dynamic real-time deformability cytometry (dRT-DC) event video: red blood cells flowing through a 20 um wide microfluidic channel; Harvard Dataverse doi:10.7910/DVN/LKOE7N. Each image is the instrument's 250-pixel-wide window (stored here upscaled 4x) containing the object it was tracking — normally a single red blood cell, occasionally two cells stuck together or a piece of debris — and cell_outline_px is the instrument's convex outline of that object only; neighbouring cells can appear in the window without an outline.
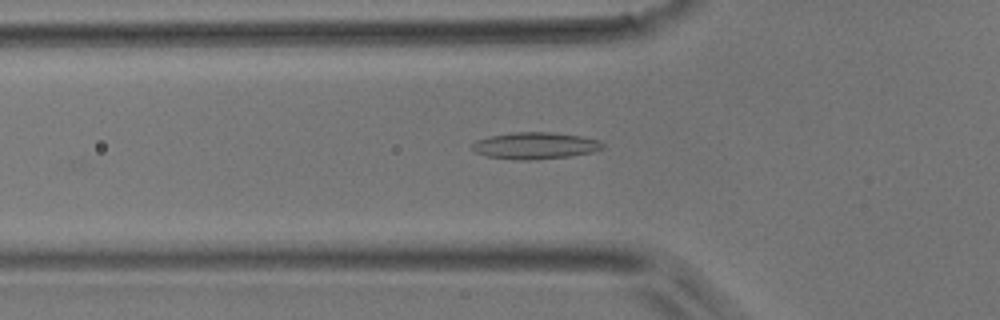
{"species": "common noctule bat (a hibernating species)", "species_latin": "Nyctalus noctula", "temperature_condition": "room temperature", "stored_images_in_passage": 34, "camera_frame_rate_fps": 3000, "um_per_image_px": 0.085, "animal": {"sex": "male", "body_mass_g": 17.9}, "frame": {"image": 1, "passage_image": 2, "time_ms": 0.333, "image_size_px": [1000, 320], "cell_outline_px": [[604, 148], [592, 152], [572, 156], [532, 160], [520, 160], [488, 156], [476, 152], [472, 148], [472, 144], [476, 140], [488, 136], [512, 132], [552, 132], [580, 136], [600, 140], [604, 144]], "centroid_in_image_um": [45.51, 12.37], "position_along_channel_um": 80.3, "area_um2": 20.4}}
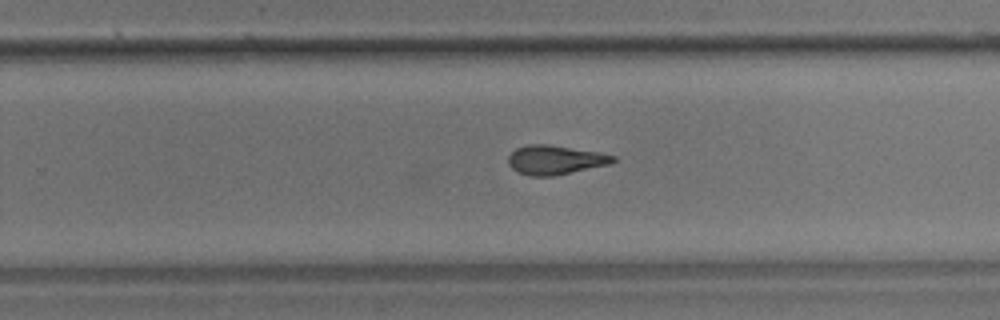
{"frame": {"image": 2, "passage_image": 17, "time_ms": 5.333, "image_size_px": [1000, 320], "cell_outline_px": [[616, 160], [612, 164], [552, 176], [528, 176], [516, 172], [508, 164], [508, 156], [516, 148], [528, 144], [548, 144], [600, 152], [616, 156]], "centroid_in_image_um": [47.19, 13.59], "position_along_channel_um": 282.6, "area_um2": 18.03}}
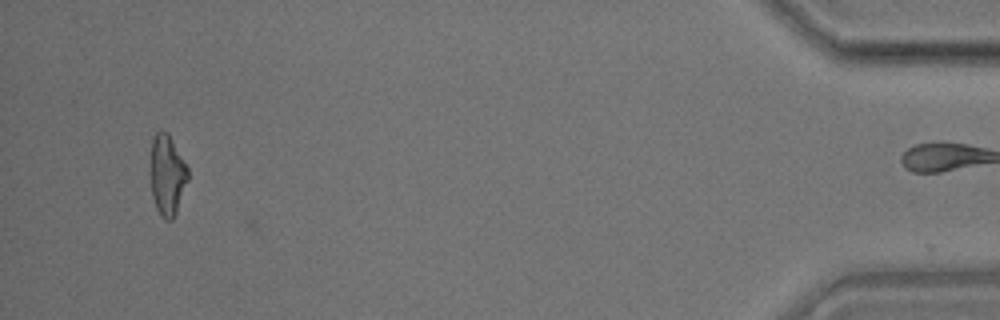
{"frame": {"image": 3, "passage_image": 33, "time_ms": 10.667, "image_size_px": [1000, 320], "cell_outline_px": [[188, 180], [176, 212], [172, 220], [164, 220], [160, 216], [156, 208], [152, 196], [152, 140], [156, 132], [168, 132], [188, 168]], "centroid_in_image_um": [14.23, 14.91], "position_along_channel_um": 421.0, "area_um2": 17.17}}